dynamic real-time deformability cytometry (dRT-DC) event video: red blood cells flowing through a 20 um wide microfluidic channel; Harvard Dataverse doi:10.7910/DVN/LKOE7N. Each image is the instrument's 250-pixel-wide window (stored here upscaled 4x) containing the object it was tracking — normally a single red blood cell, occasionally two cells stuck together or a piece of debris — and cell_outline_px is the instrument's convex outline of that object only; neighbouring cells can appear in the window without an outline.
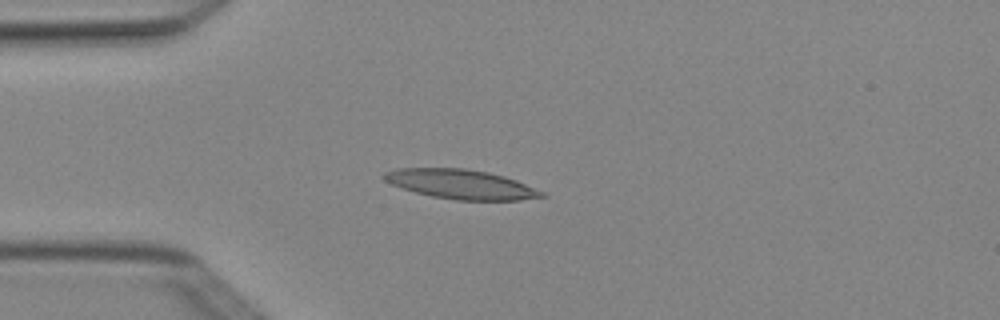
{"species": "Egyptian fruit bat (a non-hibernating species)", "species_latin": "Rousettus aegyptiacus", "temperature_condition": "cold", "stored_images_in_passage": 3, "camera_frame_rate_fps": 3000, "um_per_image_px": 0.085, "animal": {"sex": "female"}, "frame": {"image": 1, "passage_image": 3, "time_ms": 0.667, "image_size_px": [1000, 320], "cell_outline_px": [[548, 196], [520, 200], [456, 200], [432, 196], [416, 192], [392, 184], [384, 180], [380, 176], [384, 172], [396, 168], [464, 168], [488, 172], [504, 176], [516, 180], [544, 192]], "centroid_in_image_um": [39.18, 15.65], "position_along_channel_um": 45.8, "area_um2": 26.99}}